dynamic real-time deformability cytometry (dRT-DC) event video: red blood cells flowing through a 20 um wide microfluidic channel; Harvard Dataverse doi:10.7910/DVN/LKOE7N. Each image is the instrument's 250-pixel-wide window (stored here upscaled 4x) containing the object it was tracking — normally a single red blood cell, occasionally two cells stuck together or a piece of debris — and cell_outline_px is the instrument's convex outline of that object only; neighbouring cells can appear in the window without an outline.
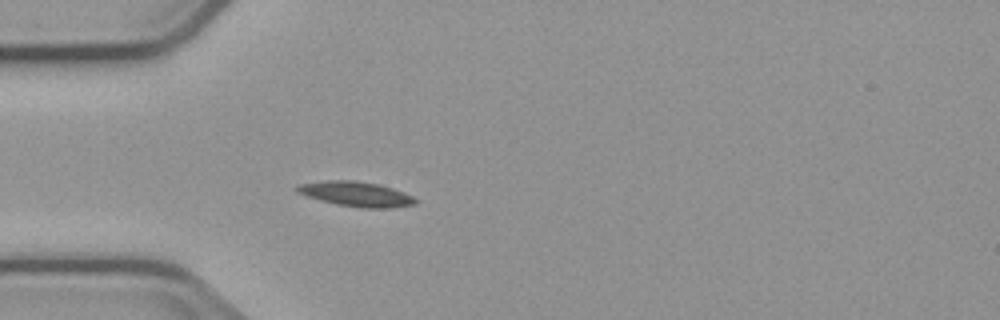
{"species": "common noctule bat (a hibernating species)", "species_latin": "Nyctalus noctula", "temperature_condition": "cold", "stored_images_in_passage": 4, "camera_frame_rate_fps": 3000, "um_per_image_px": 0.085, "animal": {"sex": "male", "body_mass_g": 23.1, "forearm_length_mm": 52.7}, "frame": {"image": 1, "passage_image": 4, "time_ms": 3.667, "image_size_px": [1000, 320], "cell_outline_px": [[416, 204], [392, 208], [360, 208], [336, 204], [320, 200], [296, 192], [296, 184], [328, 180], [352, 180], [376, 184], [392, 188], [404, 192], [412, 196], [416, 200]], "centroid_in_image_um": [30.25, 16.5], "position_along_channel_um": 54.7, "area_um2": 17.11}}